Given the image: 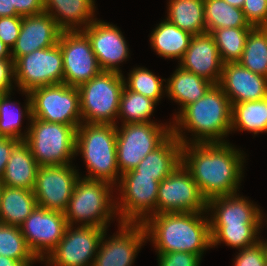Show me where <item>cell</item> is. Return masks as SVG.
<instances>
[{"instance_id":"1","label":"cell","mask_w":267,"mask_h":266,"mask_svg":"<svg viewBox=\"0 0 267 266\" xmlns=\"http://www.w3.org/2000/svg\"><path fill=\"white\" fill-rule=\"evenodd\" d=\"M233 148L227 142L182 144V164L206 201L237 192L244 157Z\"/></svg>"},{"instance_id":"2","label":"cell","mask_w":267,"mask_h":266,"mask_svg":"<svg viewBox=\"0 0 267 266\" xmlns=\"http://www.w3.org/2000/svg\"><path fill=\"white\" fill-rule=\"evenodd\" d=\"M202 212L160 213L143 223L158 253L189 252L202 256L212 246L209 219Z\"/></svg>"},{"instance_id":"3","label":"cell","mask_w":267,"mask_h":266,"mask_svg":"<svg viewBox=\"0 0 267 266\" xmlns=\"http://www.w3.org/2000/svg\"><path fill=\"white\" fill-rule=\"evenodd\" d=\"M232 106L227 95L217 84L213 85L207 93L184 107L176 115V124H173L172 134L187 144L181 127L194 132L195 139L191 143H224V136L231 130ZM181 126V127H180Z\"/></svg>"},{"instance_id":"4","label":"cell","mask_w":267,"mask_h":266,"mask_svg":"<svg viewBox=\"0 0 267 266\" xmlns=\"http://www.w3.org/2000/svg\"><path fill=\"white\" fill-rule=\"evenodd\" d=\"M83 124L76 130L75 152L82 153L85 160L89 175L84 178L116 184L121 174L116 157V125Z\"/></svg>"},{"instance_id":"5","label":"cell","mask_w":267,"mask_h":266,"mask_svg":"<svg viewBox=\"0 0 267 266\" xmlns=\"http://www.w3.org/2000/svg\"><path fill=\"white\" fill-rule=\"evenodd\" d=\"M25 113L30 118V128L25 133V141L39 166L69 164L76 152V128L71 125L46 122L31 117V97L29 92ZM72 157V158H71Z\"/></svg>"},{"instance_id":"6","label":"cell","mask_w":267,"mask_h":266,"mask_svg":"<svg viewBox=\"0 0 267 266\" xmlns=\"http://www.w3.org/2000/svg\"><path fill=\"white\" fill-rule=\"evenodd\" d=\"M125 80L122 73L101 71L78 86L82 122L116 125Z\"/></svg>"},{"instance_id":"7","label":"cell","mask_w":267,"mask_h":266,"mask_svg":"<svg viewBox=\"0 0 267 266\" xmlns=\"http://www.w3.org/2000/svg\"><path fill=\"white\" fill-rule=\"evenodd\" d=\"M111 186L106 181L79 178L64 212L67 224L73 226L74 221H84V226L107 229V222L116 212V202L110 199Z\"/></svg>"},{"instance_id":"8","label":"cell","mask_w":267,"mask_h":266,"mask_svg":"<svg viewBox=\"0 0 267 266\" xmlns=\"http://www.w3.org/2000/svg\"><path fill=\"white\" fill-rule=\"evenodd\" d=\"M116 136L117 165L121 175L134 170L153 150L159 147L171 134L172 127L155 122L122 124Z\"/></svg>"},{"instance_id":"9","label":"cell","mask_w":267,"mask_h":266,"mask_svg":"<svg viewBox=\"0 0 267 266\" xmlns=\"http://www.w3.org/2000/svg\"><path fill=\"white\" fill-rule=\"evenodd\" d=\"M29 94L31 117L46 122L71 125L76 129L82 123L77 87L64 83L55 84L35 88Z\"/></svg>"},{"instance_id":"10","label":"cell","mask_w":267,"mask_h":266,"mask_svg":"<svg viewBox=\"0 0 267 266\" xmlns=\"http://www.w3.org/2000/svg\"><path fill=\"white\" fill-rule=\"evenodd\" d=\"M119 176L122 198L120 204L115 205V210L120 214L119 223L143 224L149 216L156 214L159 182L156 181V176L140 173H124Z\"/></svg>"},{"instance_id":"11","label":"cell","mask_w":267,"mask_h":266,"mask_svg":"<svg viewBox=\"0 0 267 266\" xmlns=\"http://www.w3.org/2000/svg\"><path fill=\"white\" fill-rule=\"evenodd\" d=\"M15 81L22 92L63 83V59L59 44L38 49L14 61Z\"/></svg>"},{"instance_id":"12","label":"cell","mask_w":267,"mask_h":266,"mask_svg":"<svg viewBox=\"0 0 267 266\" xmlns=\"http://www.w3.org/2000/svg\"><path fill=\"white\" fill-rule=\"evenodd\" d=\"M206 206L207 201L183 164L159 183L156 214L207 212Z\"/></svg>"},{"instance_id":"13","label":"cell","mask_w":267,"mask_h":266,"mask_svg":"<svg viewBox=\"0 0 267 266\" xmlns=\"http://www.w3.org/2000/svg\"><path fill=\"white\" fill-rule=\"evenodd\" d=\"M58 44L62 52L64 84L78 87L102 71L82 29L62 31Z\"/></svg>"},{"instance_id":"14","label":"cell","mask_w":267,"mask_h":266,"mask_svg":"<svg viewBox=\"0 0 267 266\" xmlns=\"http://www.w3.org/2000/svg\"><path fill=\"white\" fill-rule=\"evenodd\" d=\"M72 230V225H68L59 244L45 256L46 263L53 266H92L106 229L81 225Z\"/></svg>"},{"instance_id":"15","label":"cell","mask_w":267,"mask_h":266,"mask_svg":"<svg viewBox=\"0 0 267 266\" xmlns=\"http://www.w3.org/2000/svg\"><path fill=\"white\" fill-rule=\"evenodd\" d=\"M78 179L70 164L40 166L33 189L37 205L64 213Z\"/></svg>"},{"instance_id":"16","label":"cell","mask_w":267,"mask_h":266,"mask_svg":"<svg viewBox=\"0 0 267 266\" xmlns=\"http://www.w3.org/2000/svg\"><path fill=\"white\" fill-rule=\"evenodd\" d=\"M67 226L63 212L37 205L24 220L20 230L35 257L44 261V254H49L59 244Z\"/></svg>"},{"instance_id":"17","label":"cell","mask_w":267,"mask_h":266,"mask_svg":"<svg viewBox=\"0 0 267 266\" xmlns=\"http://www.w3.org/2000/svg\"><path fill=\"white\" fill-rule=\"evenodd\" d=\"M105 233L92 266H131L137 251L147 239L143 224L120 223L118 235L109 240H104Z\"/></svg>"},{"instance_id":"18","label":"cell","mask_w":267,"mask_h":266,"mask_svg":"<svg viewBox=\"0 0 267 266\" xmlns=\"http://www.w3.org/2000/svg\"><path fill=\"white\" fill-rule=\"evenodd\" d=\"M89 38L92 50L102 71L121 73L117 65L128 57V46L122 32L115 25L96 21L82 30Z\"/></svg>"},{"instance_id":"19","label":"cell","mask_w":267,"mask_h":266,"mask_svg":"<svg viewBox=\"0 0 267 266\" xmlns=\"http://www.w3.org/2000/svg\"><path fill=\"white\" fill-rule=\"evenodd\" d=\"M218 85L229 98L231 106L267 97V78L244 68L239 62L223 64Z\"/></svg>"},{"instance_id":"20","label":"cell","mask_w":267,"mask_h":266,"mask_svg":"<svg viewBox=\"0 0 267 266\" xmlns=\"http://www.w3.org/2000/svg\"><path fill=\"white\" fill-rule=\"evenodd\" d=\"M61 33L55 20L46 12L22 17L20 34L11 49L12 59L15 61L35 50L58 44Z\"/></svg>"},{"instance_id":"21","label":"cell","mask_w":267,"mask_h":266,"mask_svg":"<svg viewBox=\"0 0 267 266\" xmlns=\"http://www.w3.org/2000/svg\"><path fill=\"white\" fill-rule=\"evenodd\" d=\"M223 64L214 37L210 33L193 35L180 60L182 69L199 75L214 85L220 82Z\"/></svg>"},{"instance_id":"22","label":"cell","mask_w":267,"mask_h":266,"mask_svg":"<svg viewBox=\"0 0 267 266\" xmlns=\"http://www.w3.org/2000/svg\"><path fill=\"white\" fill-rule=\"evenodd\" d=\"M206 209H214V217L209 221L210 228H235L245 224H261L262 213L250 201L237 196V193L219 196L207 201Z\"/></svg>"},{"instance_id":"23","label":"cell","mask_w":267,"mask_h":266,"mask_svg":"<svg viewBox=\"0 0 267 266\" xmlns=\"http://www.w3.org/2000/svg\"><path fill=\"white\" fill-rule=\"evenodd\" d=\"M182 164V143L171 134L159 147L147 154L134 170L126 173L156 176L159 183Z\"/></svg>"},{"instance_id":"24","label":"cell","mask_w":267,"mask_h":266,"mask_svg":"<svg viewBox=\"0 0 267 266\" xmlns=\"http://www.w3.org/2000/svg\"><path fill=\"white\" fill-rule=\"evenodd\" d=\"M39 167L28 143L25 140H19L12 148L0 181L8 187L33 191Z\"/></svg>"},{"instance_id":"25","label":"cell","mask_w":267,"mask_h":266,"mask_svg":"<svg viewBox=\"0 0 267 266\" xmlns=\"http://www.w3.org/2000/svg\"><path fill=\"white\" fill-rule=\"evenodd\" d=\"M94 5V0H44V12L62 31H79L76 26L85 24L84 29L94 21Z\"/></svg>"},{"instance_id":"26","label":"cell","mask_w":267,"mask_h":266,"mask_svg":"<svg viewBox=\"0 0 267 266\" xmlns=\"http://www.w3.org/2000/svg\"><path fill=\"white\" fill-rule=\"evenodd\" d=\"M37 207L33 191L3 185L0 202V223L20 227Z\"/></svg>"},{"instance_id":"27","label":"cell","mask_w":267,"mask_h":266,"mask_svg":"<svg viewBox=\"0 0 267 266\" xmlns=\"http://www.w3.org/2000/svg\"><path fill=\"white\" fill-rule=\"evenodd\" d=\"M166 91L168 96L180 103L181 110L190 103L196 102L202 98L207 91L214 85L208 80L182 69L180 66L176 69L167 82Z\"/></svg>"},{"instance_id":"28","label":"cell","mask_w":267,"mask_h":266,"mask_svg":"<svg viewBox=\"0 0 267 266\" xmlns=\"http://www.w3.org/2000/svg\"><path fill=\"white\" fill-rule=\"evenodd\" d=\"M192 36L188 31L164 20L153 30L150 40L152 47L161 57L181 60L189 47Z\"/></svg>"},{"instance_id":"29","label":"cell","mask_w":267,"mask_h":266,"mask_svg":"<svg viewBox=\"0 0 267 266\" xmlns=\"http://www.w3.org/2000/svg\"><path fill=\"white\" fill-rule=\"evenodd\" d=\"M167 21L192 35L207 33L204 0H170Z\"/></svg>"},{"instance_id":"30","label":"cell","mask_w":267,"mask_h":266,"mask_svg":"<svg viewBox=\"0 0 267 266\" xmlns=\"http://www.w3.org/2000/svg\"><path fill=\"white\" fill-rule=\"evenodd\" d=\"M247 130L255 135L267 132V97L232 105L231 130Z\"/></svg>"},{"instance_id":"31","label":"cell","mask_w":267,"mask_h":266,"mask_svg":"<svg viewBox=\"0 0 267 266\" xmlns=\"http://www.w3.org/2000/svg\"><path fill=\"white\" fill-rule=\"evenodd\" d=\"M204 16L207 33L227 27H252L242 9L231 6L224 0H204Z\"/></svg>"},{"instance_id":"32","label":"cell","mask_w":267,"mask_h":266,"mask_svg":"<svg viewBox=\"0 0 267 266\" xmlns=\"http://www.w3.org/2000/svg\"><path fill=\"white\" fill-rule=\"evenodd\" d=\"M238 62L253 73L267 78V27L251 29Z\"/></svg>"},{"instance_id":"33","label":"cell","mask_w":267,"mask_h":266,"mask_svg":"<svg viewBox=\"0 0 267 266\" xmlns=\"http://www.w3.org/2000/svg\"><path fill=\"white\" fill-rule=\"evenodd\" d=\"M253 27H227L213 30L219 55L223 63L238 62L246 45L247 35Z\"/></svg>"},{"instance_id":"34","label":"cell","mask_w":267,"mask_h":266,"mask_svg":"<svg viewBox=\"0 0 267 266\" xmlns=\"http://www.w3.org/2000/svg\"><path fill=\"white\" fill-rule=\"evenodd\" d=\"M156 103L153 99L124 86L120 97L118 117L124 118L123 124L153 122L149 118Z\"/></svg>"},{"instance_id":"35","label":"cell","mask_w":267,"mask_h":266,"mask_svg":"<svg viewBox=\"0 0 267 266\" xmlns=\"http://www.w3.org/2000/svg\"><path fill=\"white\" fill-rule=\"evenodd\" d=\"M0 255L18 261H38L27 245L20 227L2 223H0Z\"/></svg>"},{"instance_id":"36","label":"cell","mask_w":267,"mask_h":266,"mask_svg":"<svg viewBox=\"0 0 267 266\" xmlns=\"http://www.w3.org/2000/svg\"><path fill=\"white\" fill-rule=\"evenodd\" d=\"M262 224H245L235 228H210L212 246L224 242L227 246L240 248L241 250L256 244L258 230Z\"/></svg>"},{"instance_id":"37","label":"cell","mask_w":267,"mask_h":266,"mask_svg":"<svg viewBox=\"0 0 267 266\" xmlns=\"http://www.w3.org/2000/svg\"><path fill=\"white\" fill-rule=\"evenodd\" d=\"M164 80L155 76L150 70L139 67L129 73L128 84L125 82V86L158 102L162 96Z\"/></svg>"},{"instance_id":"38","label":"cell","mask_w":267,"mask_h":266,"mask_svg":"<svg viewBox=\"0 0 267 266\" xmlns=\"http://www.w3.org/2000/svg\"><path fill=\"white\" fill-rule=\"evenodd\" d=\"M9 95L10 93L0 94V136L25 140L26 135H23L20 130L23 112L20 108L18 112L10 109L16 103L8 99Z\"/></svg>"},{"instance_id":"39","label":"cell","mask_w":267,"mask_h":266,"mask_svg":"<svg viewBox=\"0 0 267 266\" xmlns=\"http://www.w3.org/2000/svg\"><path fill=\"white\" fill-rule=\"evenodd\" d=\"M242 11L253 28L267 27V0H245Z\"/></svg>"},{"instance_id":"40","label":"cell","mask_w":267,"mask_h":266,"mask_svg":"<svg viewBox=\"0 0 267 266\" xmlns=\"http://www.w3.org/2000/svg\"><path fill=\"white\" fill-rule=\"evenodd\" d=\"M239 251L234 266H265L266 257L260 241Z\"/></svg>"},{"instance_id":"41","label":"cell","mask_w":267,"mask_h":266,"mask_svg":"<svg viewBox=\"0 0 267 266\" xmlns=\"http://www.w3.org/2000/svg\"><path fill=\"white\" fill-rule=\"evenodd\" d=\"M22 16H5L0 18V40L13 48L20 34Z\"/></svg>"},{"instance_id":"42","label":"cell","mask_w":267,"mask_h":266,"mask_svg":"<svg viewBox=\"0 0 267 266\" xmlns=\"http://www.w3.org/2000/svg\"><path fill=\"white\" fill-rule=\"evenodd\" d=\"M159 266H199L201 257L189 252H171L158 254Z\"/></svg>"},{"instance_id":"43","label":"cell","mask_w":267,"mask_h":266,"mask_svg":"<svg viewBox=\"0 0 267 266\" xmlns=\"http://www.w3.org/2000/svg\"><path fill=\"white\" fill-rule=\"evenodd\" d=\"M15 76L14 60L0 59V94L10 93L12 90V80Z\"/></svg>"},{"instance_id":"44","label":"cell","mask_w":267,"mask_h":266,"mask_svg":"<svg viewBox=\"0 0 267 266\" xmlns=\"http://www.w3.org/2000/svg\"><path fill=\"white\" fill-rule=\"evenodd\" d=\"M19 16H30L44 12V0H12Z\"/></svg>"},{"instance_id":"45","label":"cell","mask_w":267,"mask_h":266,"mask_svg":"<svg viewBox=\"0 0 267 266\" xmlns=\"http://www.w3.org/2000/svg\"><path fill=\"white\" fill-rule=\"evenodd\" d=\"M18 141L19 140L15 138L0 136V179L4 174L12 148Z\"/></svg>"},{"instance_id":"46","label":"cell","mask_w":267,"mask_h":266,"mask_svg":"<svg viewBox=\"0 0 267 266\" xmlns=\"http://www.w3.org/2000/svg\"><path fill=\"white\" fill-rule=\"evenodd\" d=\"M5 16H19L12 6V0H0V18Z\"/></svg>"},{"instance_id":"47","label":"cell","mask_w":267,"mask_h":266,"mask_svg":"<svg viewBox=\"0 0 267 266\" xmlns=\"http://www.w3.org/2000/svg\"><path fill=\"white\" fill-rule=\"evenodd\" d=\"M33 262L18 261L6 256L0 255V266H31Z\"/></svg>"},{"instance_id":"48","label":"cell","mask_w":267,"mask_h":266,"mask_svg":"<svg viewBox=\"0 0 267 266\" xmlns=\"http://www.w3.org/2000/svg\"><path fill=\"white\" fill-rule=\"evenodd\" d=\"M0 59H12L10 48L0 40Z\"/></svg>"},{"instance_id":"49","label":"cell","mask_w":267,"mask_h":266,"mask_svg":"<svg viewBox=\"0 0 267 266\" xmlns=\"http://www.w3.org/2000/svg\"><path fill=\"white\" fill-rule=\"evenodd\" d=\"M231 6L242 9L245 0H224Z\"/></svg>"},{"instance_id":"50","label":"cell","mask_w":267,"mask_h":266,"mask_svg":"<svg viewBox=\"0 0 267 266\" xmlns=\"http://www.w3.org/2000/svg\"><path fill=\"white\" fill-rule=\"evenodd\" d=\"M259 241L262 243V246H263V249L265 252L266 263H267V242L261 241L260 239H259Z\"/></svg>"},{"instance_id":"51","label":"cell","mask_w":267,"mask_h":266,"mask_svg":"<svg viewBox=\"0 0 267 266\" xmlns=\"http://www.w3.org/2000/svg\"><path fill=\"white\" fill-rule=\"evenodd\" d=\"M2 189H3V184L0 181V202H1V196H2Z\"/></svg>"}]
</instances>
